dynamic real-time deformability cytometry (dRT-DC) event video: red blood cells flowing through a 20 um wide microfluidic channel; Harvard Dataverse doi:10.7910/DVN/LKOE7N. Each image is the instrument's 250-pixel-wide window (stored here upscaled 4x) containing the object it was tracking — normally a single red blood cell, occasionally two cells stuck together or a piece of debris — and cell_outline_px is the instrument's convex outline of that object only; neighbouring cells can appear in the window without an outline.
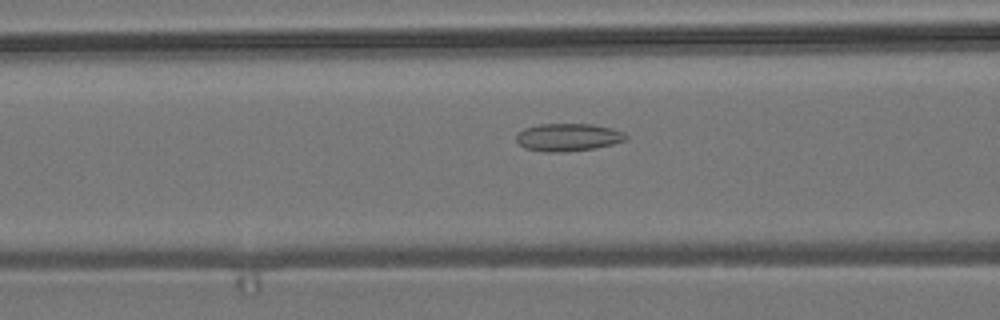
{"species": "common noctule bat (a hibernating species)", "species_latin": "Nyctalus noctula", "temperature_condition": "room temperature", "stored_images_in_passage": 39, "camera_frame_rate_fps": 3000, "um_per_image_px": 0.085, "animal": {"sex": "male", "body_mass_g": 19.2, "forearm_length_mm": 51.8}, "frame": {"image": 1, "passage_image": 13, "time_ms": 4.0, "image_size_px": [1000, 320], "cell_outline_px": [[628, 140], [596, 148], [564, 152], [548, 152], [524, 148], [516, 140], [516, 132], [524, 128], [540, 124], [592, 124], [612, 128], [624, 132], [628, 136]], "centroid_in_image_um": [48.29, 11.66], "position_along_channel_um": 118.3, "area_um2": 17.86}}
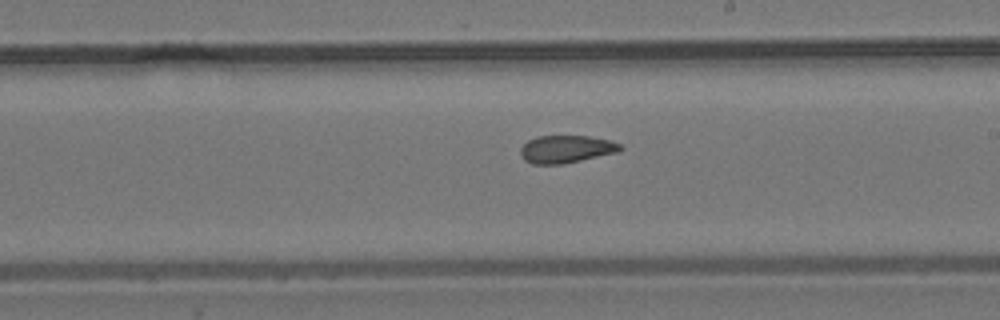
{"frame": {"image": 2, "passage_image": 23, "time_ms": 7.333, "image_size_px": [1000, 320], "cell_outline_px": [[624, 148], [616, 152], [564, 164], [532, 164], [524, 160], [520, 156], [520, 148], [528, 140], [536, 136], [588, 136], [612, 140], [620, 144]], "centroid_in_image_um": [48.1, 12.67], "position_along_channel_um": 240.9, "area_um2": 16.13}}
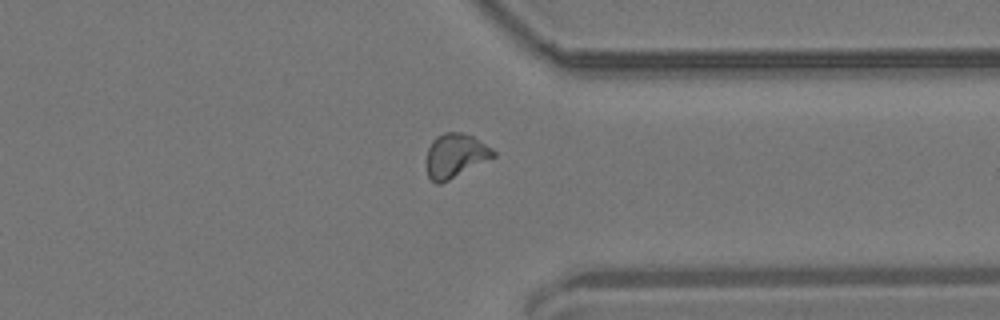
{"frame": {"image": 3, "passage_image": 34, "time_ms": 11.0, "image_size_px": [1000, 320], "cell_outline_px": [[496, 156], [440, 184], [436, 184], [428, 176], [424, 160], [428, 148], [432, 140], [436, 136], [444, 132], [460, 132], [472, 136], [492, 148], [496, 152]], "centroid_in_image_um": [38.66, 13.22], "position_along_channel_um": 372.7, "area_um2": 17.28}, "authors_computed_cell_mechanics": {"area_um2": 16.5886, "velocity_mm_per_s": 3.6792, "shape_relaxation_time_tau1_ms": null, "shape_relaxation_time_tau2_ms": 2.7502, "deformation_change_tau1": null, "deformation_change_tau2": 0.089}}